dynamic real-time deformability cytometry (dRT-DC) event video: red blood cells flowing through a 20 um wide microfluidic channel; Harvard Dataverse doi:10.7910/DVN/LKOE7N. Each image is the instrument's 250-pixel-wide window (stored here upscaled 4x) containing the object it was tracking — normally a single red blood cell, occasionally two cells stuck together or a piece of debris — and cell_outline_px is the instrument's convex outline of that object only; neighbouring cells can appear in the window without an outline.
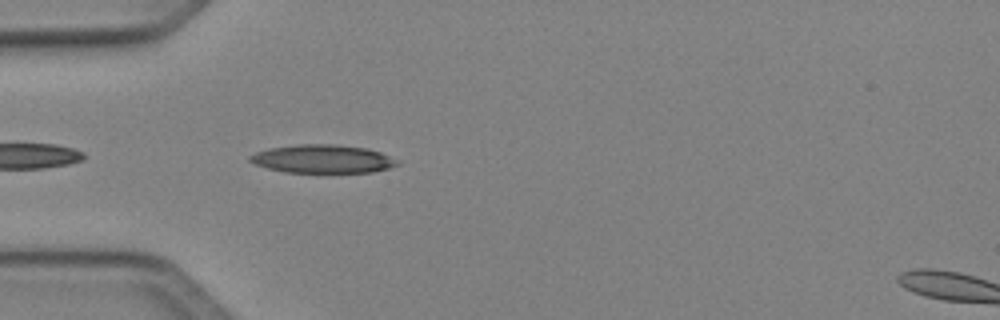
{"species": "Egyptian fruit bat (a non-hibernating species)", "species_latin": "Rousettus aegyptiacus", "temperature_condition": "cold", "stored_images_in_passage": 20, "camera_frame_rate_fps": 3000, "um_per_image_px": 0.085, "animal": {"sex": "female"}, "frame": {"image": 1, "passage_image": 1, "time_ms": 0.0, "image_size_px": [1000, 320], "cell_outline_px": [[400, 164], [388, 168], [372, 172], [284, 172], [268, 168], [256, 164], [248, 160], [248, 156], [256, 152], [268, 148], [296, 144], [336, 144], [368, 148], [380, 152], [400, 160]], "centroid_in_image_um": [27.44, 13.49], "position_along_channel_um": 57.6, "area_um2": 24.45}}
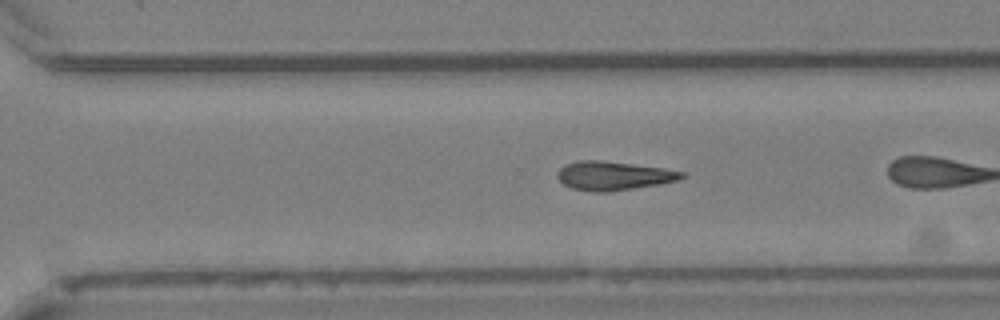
{"frame": {"image": 2, "passage_image": 15, "time_ms": 4.667, "image_size_px": [1000, 320], "cell_outline_px": [[684, 176], [676, 180], [660, 184], [608, 192], [592, 192], [572, 188], [564, 184], [556, 176], [556, 172], [564, 164], [580, 160], [600, 160], [664, 168], [684, 172]], "centroid_in_image_um": [52.1, 14.93], "position_along_channel_um": 318.5, "area_um2": 20.81}}